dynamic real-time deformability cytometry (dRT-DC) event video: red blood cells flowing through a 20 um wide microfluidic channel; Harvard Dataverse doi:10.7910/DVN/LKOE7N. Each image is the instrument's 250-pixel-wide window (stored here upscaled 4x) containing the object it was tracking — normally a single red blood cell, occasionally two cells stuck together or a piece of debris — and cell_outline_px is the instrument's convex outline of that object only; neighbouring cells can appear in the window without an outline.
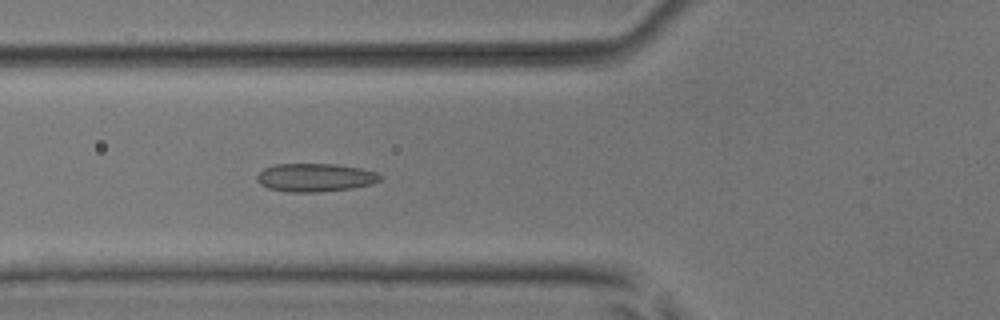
{"species": "common noctule bat (a hibernating species)", "species_latin": "Nyctalus noctula", "temperature_condition": "room temperature", "stored_images_in_passage": 44, "camera_frame_rate_fps": 3000, "um_per_image_px": 0.085, "animal": {"sex": "male", "body_mass_g": 17.9, "forearm_length_mm": 54.2}, "frame": {"image": 1, "passage_image": 12, "time_ms": 3.667, "image_size_px": [1000, 320], "cell_outline_px": [[380, 180], [372, 184], [352, 188], [320, 192], [288, 192], [268, 188], [260, 184], [256, 180], [256, 176], [264, 168], [276, 164], [336, 164], [360, 168], [376, 172], [380, 176]], "centroid_in_image_um": [26.76, 15.09], "position_along_channel_um": 99.0, "area_um2": 20.29}}
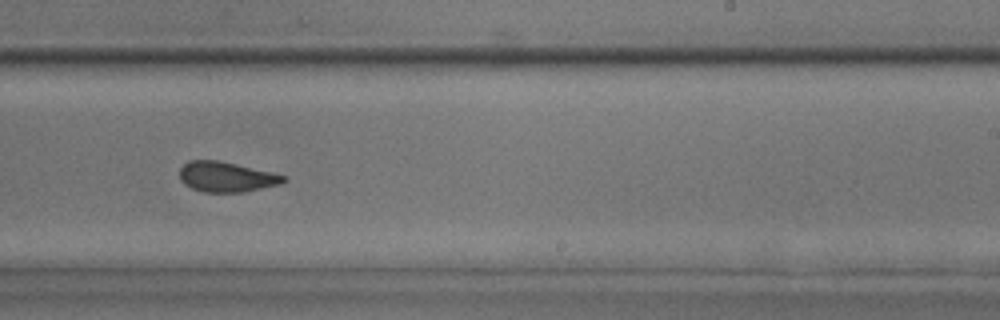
{"frame": {"image": 2, "passage_image": 25, "time_ms": 8.0, "image_size_px": [1000, 320], "cell_outline_px": [[288, 180], [280, 184], [244, 192], [204, 192], [192, 188], [184, 184], [180, 180], [180, 168], [188, 160], [220, 160], [272, 172], [288, 176]], "centroid_in_image_um": [19.26, 15.03], "position_along_channel_um": 269.7, "area_um2": 18.44}}
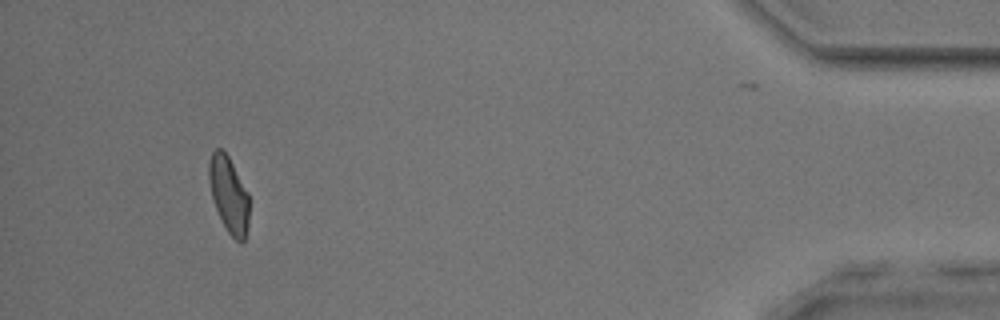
{"frame": {"image": 3, "passage_image": 41, "time_ms": 13.333, "image_size_px": [1000, 320], "cell_outline_px": [[248, 224], [244, 244], [240, 244], [228, 232], [216, 208], [212, 196], [208, 180], [208, 164], [212, 152], [216, 148], [220, 148], [228, 156], [248, 192]], "centroid_in_image_um": [19.45, 16.55], "position_along_channel_um": 415.8, "area_um2": 17.69}, "authors_computed_cell_mechanics": {"area_um2": 18.6694, "velocity_mm_per_s": 3.9515, "shape_relaxation_time_tau1_ms": null, "shape_relaxation_time_tau2_ms": 1.3972, "deformation_change_tau1": null, "deformation_change_tau2": 0.0751}}